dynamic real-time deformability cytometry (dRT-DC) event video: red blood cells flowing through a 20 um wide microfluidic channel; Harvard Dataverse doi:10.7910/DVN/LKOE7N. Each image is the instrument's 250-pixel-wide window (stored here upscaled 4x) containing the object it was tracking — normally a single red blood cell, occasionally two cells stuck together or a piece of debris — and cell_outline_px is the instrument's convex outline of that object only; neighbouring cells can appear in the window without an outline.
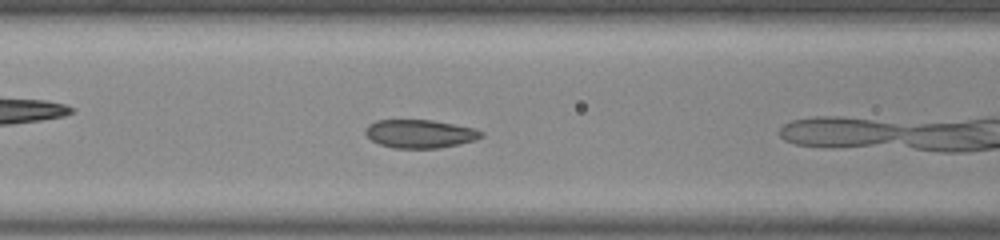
{"species": "common noctule bat (a hibernating species)", "species_latin": "Nyctalus noctula", "temperature_condition": "room temperature", "stored_images_in_passage": 7, "camera_frame_rate_fps": 3000, "um_per_image_px": 0.085, "animal": {"sex": "male", "body_mass_g": 20.0, "forearm_length_mm": 53.3}, "frame": {"image": 1, "passage_image": 6, "time_ms": 1.667, "image_size_px": [1000, 240], "cell_outline_px": [[484, 136], [476, 140], [440, 148], [392, 148], [380, 144], [372, 140], [364, 132], [364, 128], [368, 124], [376, 120], [432, 120], [476, 128], [484, 132]], "centroid_in_image_um": [35.71, 11.37], "position_along_channel_um": 130.9, "area_um2": 19.31}}